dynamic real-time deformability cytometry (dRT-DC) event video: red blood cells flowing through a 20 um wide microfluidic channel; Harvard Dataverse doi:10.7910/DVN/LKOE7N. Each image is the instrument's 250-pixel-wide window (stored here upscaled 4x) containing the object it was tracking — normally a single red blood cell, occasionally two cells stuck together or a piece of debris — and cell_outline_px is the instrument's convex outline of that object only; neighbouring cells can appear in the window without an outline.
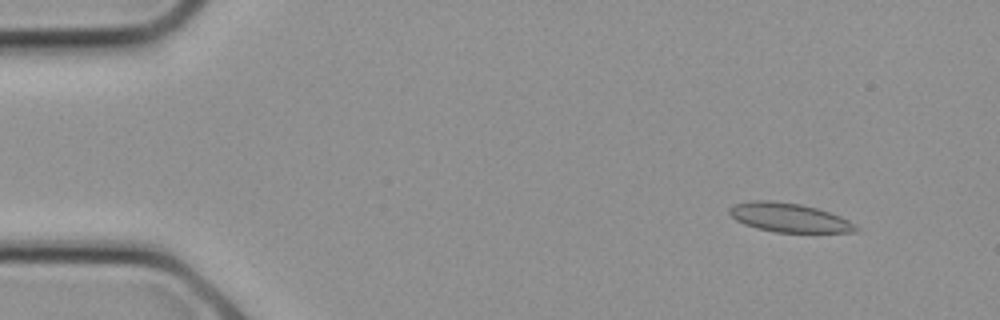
{"species": "common noctule bat (a hibernating species)", "species_latin": "Nyctalus noctula", "temperature_condition": "cold", "stored_images_in_passage": 11, "camera_frame_rate_fps": 3000, "um_per_image_px": 0.085, "animal": {"sex": "female", "body_mass_g": 21.9}, "frame": {"image": 1, "passage_image": 3, "time_ms": 0.667, "image_size_px": [1000, 320], "cell_outline_px": [[860, 228], [856, 232], [776, 232], [756, 228], [744, 224], [736, 220], [728, 212], [728, 208], [732, 204], [752, 200], [772, 200], [800, 204], [816, 208], [840, 216], [848, 220]], "centroid_in_image_um": [67.03, 18.49], "position_along_channel_um": 18.0, "area_um2": 21.39}}
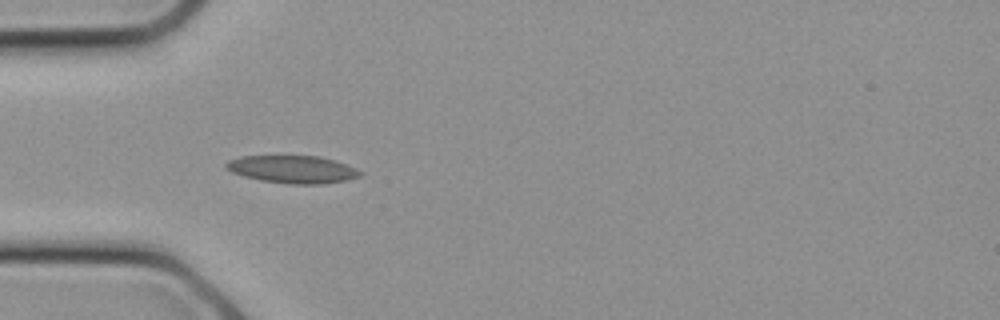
{"frame": {"image": 2, "passage_image": 8, "time_ms": 2.333, "image_size_px": [1000, 320], "cell_outline_px": [[364, 172], [360, 176], [344, 180], [320, 184], [292, 184], [260, 180], [244, 176], [232, 172], [224, 168], [224, 164], [228, 160], [240, 156], [320, 156], [336, 160], [356, 168]], "centroid_in_image_um": [24.86, 14.38], "position_along_channel_um": 60.1, "area_um2": 21.62}}
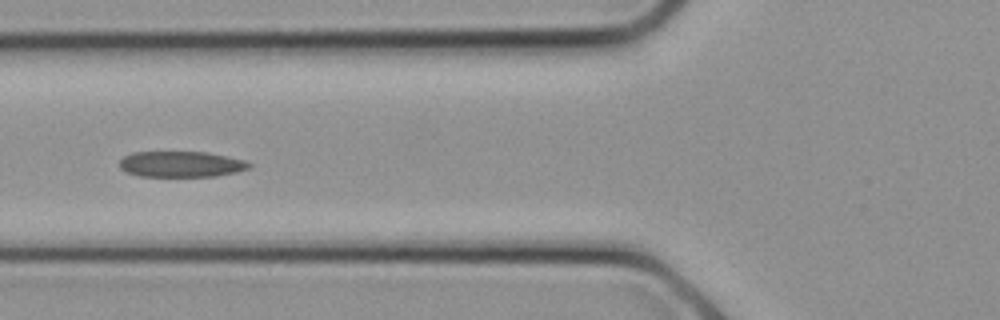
{"frame": {"image": 3, "passage_image": 10, "time_ms": 3.0, "image_size_px": [1000, 320], "cell_outline_px": [[252, 168], [236, 172], [216, 176], [140, 176], [128, 172], [120, 168], [120, 160], [124, 156], [132, 152], [208, 152], [228, 156], [244, 160], [252, 164]], "centroid_in_image_um": [15.44, 13.95], "position_along_channel_um": 110.4, "area_um2": 19.54}}